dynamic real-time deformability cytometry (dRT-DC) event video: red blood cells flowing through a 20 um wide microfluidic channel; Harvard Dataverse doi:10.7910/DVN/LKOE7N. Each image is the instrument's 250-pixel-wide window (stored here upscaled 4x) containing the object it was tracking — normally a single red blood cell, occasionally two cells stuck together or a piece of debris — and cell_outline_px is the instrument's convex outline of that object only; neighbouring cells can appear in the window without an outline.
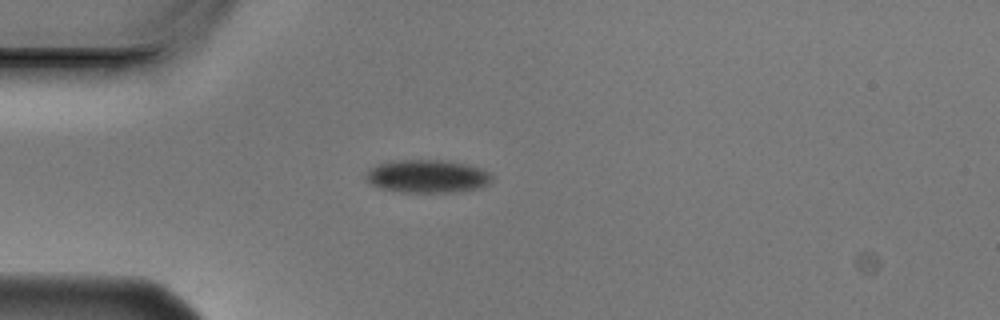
{"species": "Egyptian fruit bat (a non-hibernating species)", "species_latin": "Rousettus aegyptiacus", "temperature_condition": "cold", "stored_images_in_passage": 4, "camera_frame_rate_fps": 3000, "um_per_image_px": 0.085, "animal": {"sex": "male"}, "frame": {"image": 1, "passage_image": 4, "time_ms": 1.0, "image_size_px": [1000, 320], "cell_outline_px": [[492, 184], [480, 188], [452, 192], [404, 192], [380, 188], [364, 180], [364, 172], [376, 164], [388, 160], [448, 160], [480, 168], [488, 172], [492, 176]], "centroid_in_image_um": [36.29, 14.98], "position_along_channel_um": 48.7, "area_um2": 24.62}}